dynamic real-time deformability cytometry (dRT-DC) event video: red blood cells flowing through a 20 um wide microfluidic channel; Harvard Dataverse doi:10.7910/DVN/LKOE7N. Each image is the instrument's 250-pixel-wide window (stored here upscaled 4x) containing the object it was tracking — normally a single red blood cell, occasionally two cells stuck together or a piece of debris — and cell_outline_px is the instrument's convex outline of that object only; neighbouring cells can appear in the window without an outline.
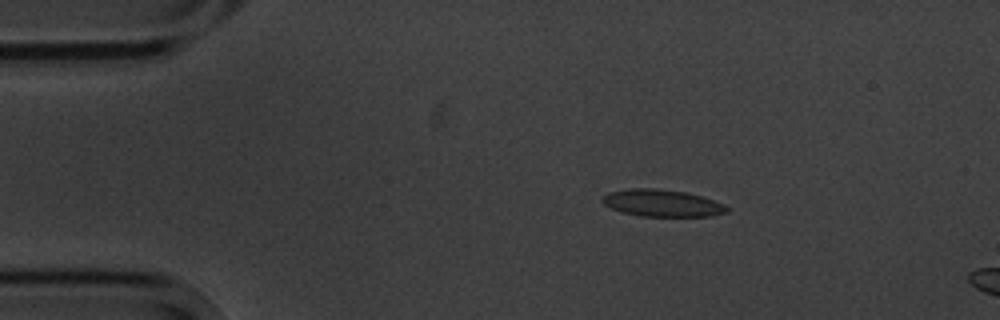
{"species": "common noctule bat (a hibernating species)", "species_latin": "Nyctalus noctula", "temperature_condition": "cold", "stored_images_in_passage": 5, "camera_frame_rate_fps": 3000, "um_per_image_px": 0.085, "animal": {"sex": "male", "body_mass_g": 20.1, "forearm_length_mm": 53.5}, "frame": {"image": 1, "passage_image": 2, "time_ms": 1.0, "image_size_px": [1000, 320], "cell_outline_px": [[728, 212], [712, 216], [640, 216], [624, 212], [612, 208], [604, 204], [600, 200], [608, 192], [628, 188], [656, 188], [684, 192], [700, 196], [724, 204], [728, 208]], "centroid_in_image_um": [56.26, 17.26], "position_along_channel_um": 28.7, "area_um2": 19.48}}
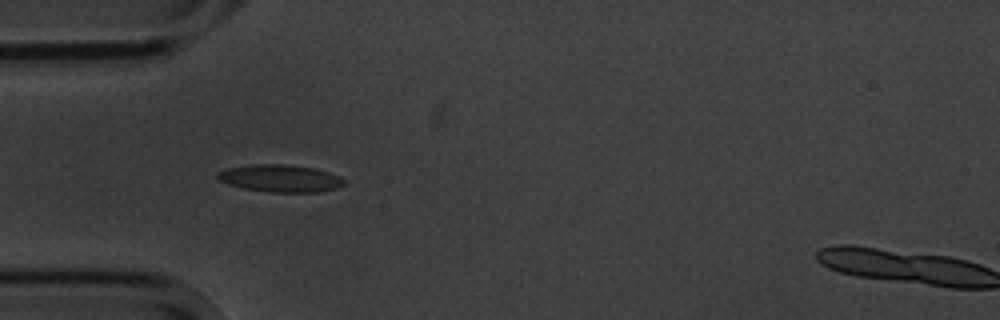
{"frame": {"image": 2, "passage_image": 4, "time_ms": 3.333, "image_size_px": [1000, 320], "cell_outline_px": [[344, 184], [336, 188], [320, 192], [268, 192], [244, 188], [220, 180], [216, 176], [216, 172], [228, 168], [252, 164], [284, 164], [312, 168], [328, 172], [344, 180]], "centroid_in_image_um": [23.8, 15.16], "position_along_channel_um": 61.2, "area_um2": 19.83}}
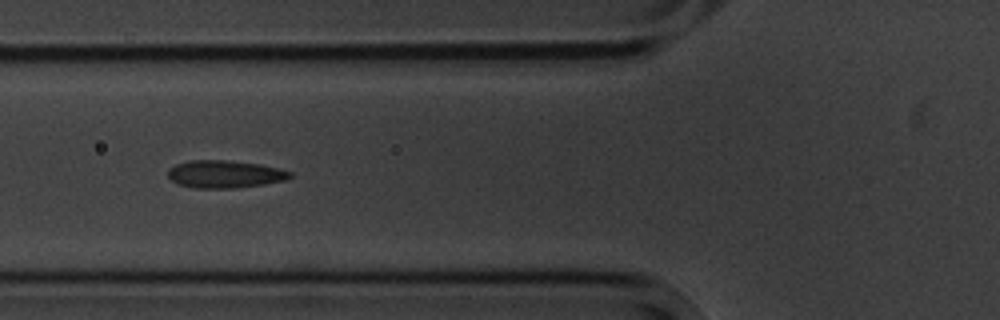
{"frame": {"image": 3, "passage_image": 5, "time_ms": 4.667, "image_size_px": [1000, 320], "cell_outline_px": [[292, 176], [288, 180], [264, 184], [236, 188], [196, 188], [180, 184], [172, 180], [168, 176], [168, 168], [176, 164], [188, 160], [228, 160], [260, 164], [280, 168], [292, 172]], "centroid_in_image_um": [19.14, 14.79], "position_along_channel_um": 106.7, "area_um2": 19.77}}